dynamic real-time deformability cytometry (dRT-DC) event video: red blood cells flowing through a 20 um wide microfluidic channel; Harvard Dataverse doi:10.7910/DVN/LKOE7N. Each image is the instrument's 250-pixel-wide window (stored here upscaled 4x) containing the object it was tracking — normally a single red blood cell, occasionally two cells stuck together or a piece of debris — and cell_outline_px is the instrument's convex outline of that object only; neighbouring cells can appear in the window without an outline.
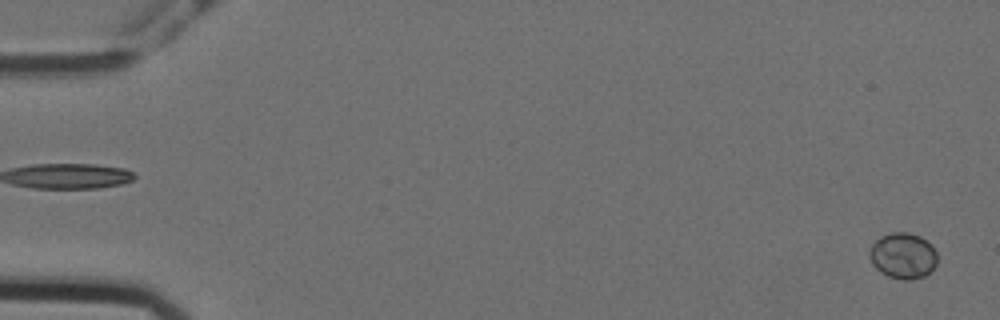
{"species": "Egyptian fruit bat (a non-hibernating species)", "species_latin": "Rousettus aegyptiacus", "temperature_condition": "cold", "stored_images_in_passage": 18, "camera_frame_rate_fps": 3000, "um_per_image_px": 0.085, "animal": {"sex": "female"}, "frame": {"image": 1, "passage_image": 2, "time_ms": 0.333, "image_size_px": [1000, 320], "cell_outline_px": [[936, 264], [924, 276], [912, 280], [904, 280], [888, 276], [880, 272], [872, 264], [868, 256], [868, 248], [880, 236], [892, 232], [908, 232], [920, 236], [932, 244], [936, 252]], "centroid_in_image_um": [76.72, 21.72], "position_along_channel_um": 8.3, "area_um2": 18.32}}
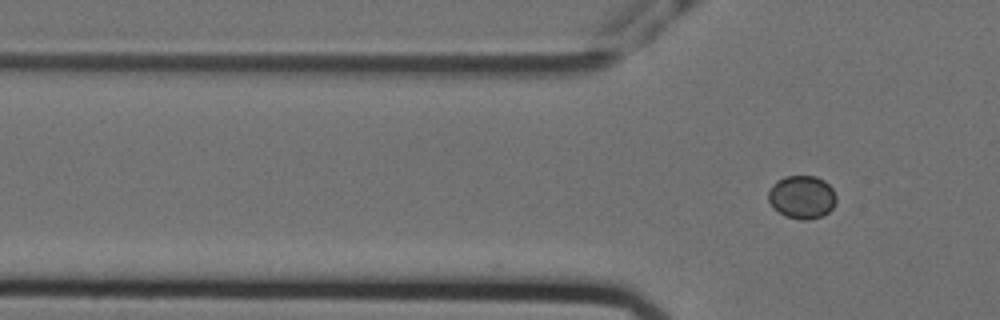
{"frame": {"image": 2, "passage_image": 18, "time_ms": 5.667, "image_size_px": [1000, 320], "cell_outline_px": [[836, 204], [828, 212], [820, 216], [808, 220], [800, 220], [784, 216], [768, 200], [768, 188], [776, 180], [784, 176], [816, 176], [824, 180], [832, 188], [836, 196]], "centroid_in_image_um": [68.16, 16.73], "position_along_channel_um": 57.6, "area_um2": 17.17}}